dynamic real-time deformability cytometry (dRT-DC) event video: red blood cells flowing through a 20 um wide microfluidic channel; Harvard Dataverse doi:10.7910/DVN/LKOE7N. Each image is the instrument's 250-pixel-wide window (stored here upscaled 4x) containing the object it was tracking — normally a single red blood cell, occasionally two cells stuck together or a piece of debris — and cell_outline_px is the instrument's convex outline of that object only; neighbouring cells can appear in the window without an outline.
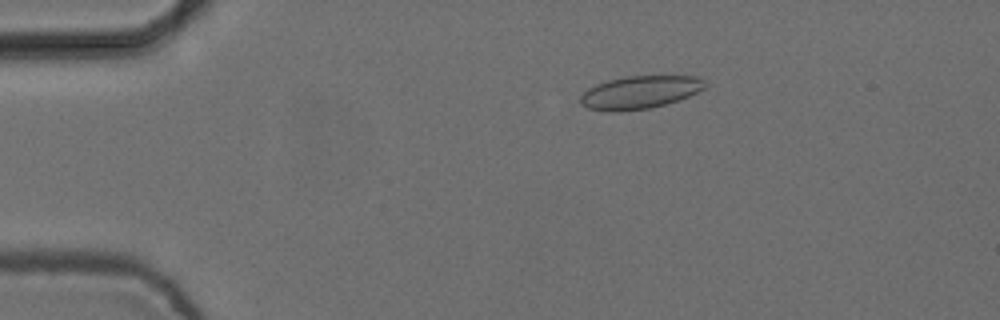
{"species": "common noctule bat (a hibernating species)", "species_latin": "Nyctalus noctula", "temperature_condition": "cold", "stored_images_in_passage": 8, "camera_frame_rate_fps": 3000, "um_per_image_px": 0.085, "animal": {"sex": "female", "body_mass_g": 24.6, "forearm_length_mm": 56.2}, "frame": {"image": 1, "passage_image": 3, "time_ms": 0.667, "image_size_px": [1000, 320], "cell_outline_px": [[708, 84], [704, 88], [688, 96], [664, 104], [648, 108], [620, 112], [604, 112], [588, 108], [580, 104], [580, 96], [588, 88], [596, 84], [608, 80], [624, 76], [700, 76]], "centroid_in_image_um": [54.35, 7.85], "position_along_channel_um": 30.7, "area_um2": 23.99}}
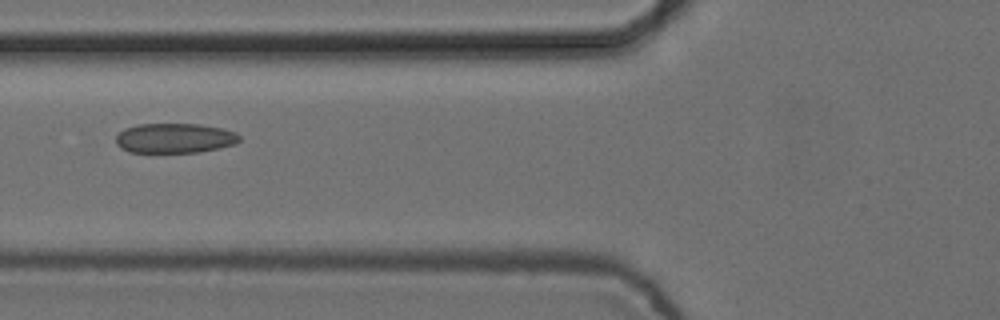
{"frame": {"image": 2, "passage_image": 6, "time_ms": 1.667, "image_size_px": [1000, 320], "cell_outline_px": [[240, 140], [236, 144], [200, 152], [128, 152], [120, 148], [116, 144], [116, 136], [124, 128], [136, 124], [200, 124], [224, 128], [236, 132], [240, 136]], "centroid_in_image_um": [14.85, 11.74], "position_along_channel_um": 110.9, "area_um2": 21.68}}
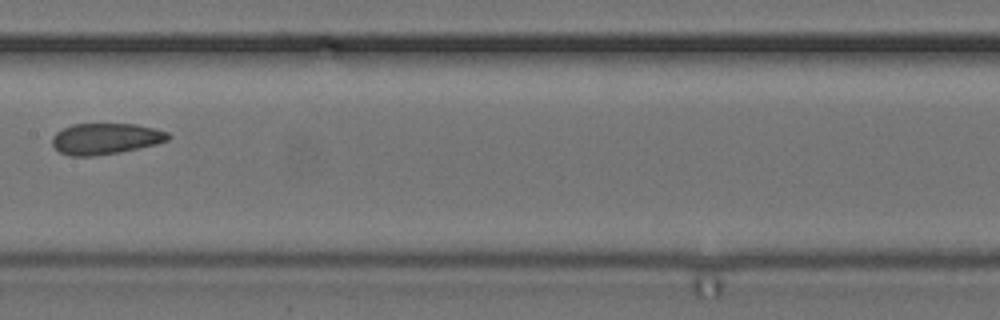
{"frame": {"image": 3, "passage_image": 8, "time_ms": 2.333, "image_size_px": [1000, 320], "cell_outline_px": [[172, 136], [168, 140], [156, 144], [120, 152], [92, 156], [68, 156], [60, 152], [52, 144], [52, 136], [56, 132], [72, 124], [136, 124], [168, 132]], "centroid_in_image_um": [8.96, 11.79], "position_along_channel_um": 198.4, "area_um2": 20.98}}